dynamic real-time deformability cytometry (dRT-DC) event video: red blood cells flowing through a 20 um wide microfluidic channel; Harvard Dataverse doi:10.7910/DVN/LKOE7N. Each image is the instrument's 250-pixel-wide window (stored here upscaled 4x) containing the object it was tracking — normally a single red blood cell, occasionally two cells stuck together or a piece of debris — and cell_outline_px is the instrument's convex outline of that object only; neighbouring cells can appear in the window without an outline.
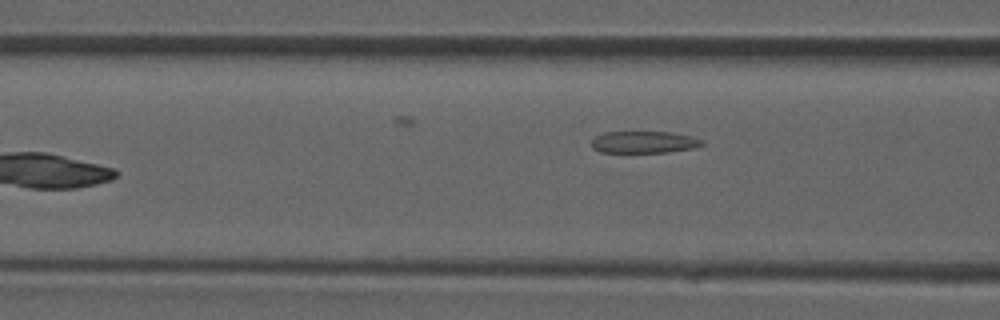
{"species": "common noctule bat (a hibernating species)", "species_latin": "Nyctalus noctula", "temperature_condition": "room temperature", "stored_images_in_passage": 6, "camera_frame_rate_fps": 3000, "um_per_image_px": 0.085, "animal": {"sex": "male", "forearm_length_mm": 52.5}, "frame": {"image": 1, "passage_image": 6, "time_ms": 5.667, "image_size_px": [1000, 320], "cell_outline_px": [[704, 144], [692, 148], [668, 152], [600, 152], [592, 148], [592, 140], [596, 136], [604, 132], [672, 132], [692, 136], [704, 140]], "centroid_in_image_um": [54.75, 12.07], "position_along_channel_um": 111.8, "area_um2": 14.1}}